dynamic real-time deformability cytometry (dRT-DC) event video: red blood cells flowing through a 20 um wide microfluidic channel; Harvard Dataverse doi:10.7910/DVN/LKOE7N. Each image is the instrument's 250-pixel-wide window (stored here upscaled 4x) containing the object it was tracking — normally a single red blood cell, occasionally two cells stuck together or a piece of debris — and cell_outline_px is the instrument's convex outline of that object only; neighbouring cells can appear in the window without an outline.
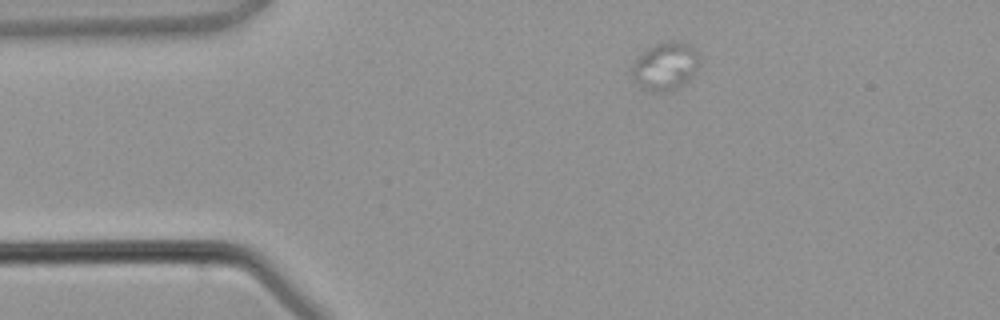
{"species": "common noctule bat (a hibernating species)", "species_latin": "Nyctalus noctula", "temperature_condition": "warm", "stored_images_in_passage": 2, "camera_frame_rate_fps": 3000, "um_per_image_px": 0.085, "animal": {"sex": "male", "body_mass_g": 21.5, "forearm_length_mm": 52.0}, "frame": {"image": 1, "passage_image": 1, "time_ms": 0.0, "image_size_px": [1000, 320], "cell_outline_px": [[700, 64], [688, 80], [676, 88], [668, 92], [652, 92], [640, 84], [632, 76], [632, 64], [648, 48], [656, 44], [668, 40], [676, 40], [688, 44], [700, 56]], "centroid_in_image_um": [56.58, 5.61], "position_along_channel_um": 28.4, "area_um2": 18.55}}